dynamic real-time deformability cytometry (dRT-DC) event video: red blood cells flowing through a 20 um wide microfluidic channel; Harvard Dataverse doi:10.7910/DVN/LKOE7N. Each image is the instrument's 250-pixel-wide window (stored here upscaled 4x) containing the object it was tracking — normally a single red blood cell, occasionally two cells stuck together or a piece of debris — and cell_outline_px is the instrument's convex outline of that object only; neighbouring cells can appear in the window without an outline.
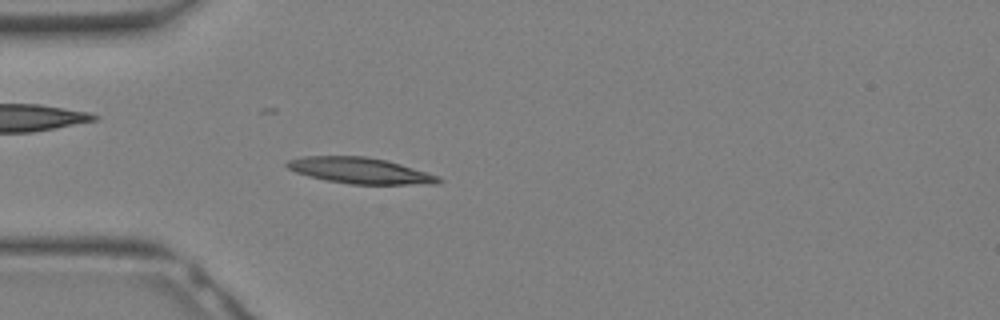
{"species": "Egyptian fruit bat (a non-hibernating species)", "species_latin": "Rousettus aegyptiacus", "temperature_condition": "warm", "stored_images_in_passage": 32, "camera_frame_rate_fps": 3000, "um_per_image_px": 0.085, "animal": {"sex": "female"}, "frame": {"image": 1, "passage_image": 10, "time_ms": 3.0, "image_size_px": [1000, 320], "cell_outline_px": [[444, 180], [440, 184], [352, 184], [328, 180], [308, 176], [296, 172], [288, 168], [284, 164], [288, 160], [304, 156], [364, 156], [388, 160], [440, 176]], "centroid_in_image_um": [30.65, 14.5], "position_along_channel_um": 54.3, "area_um2": 23.0}}
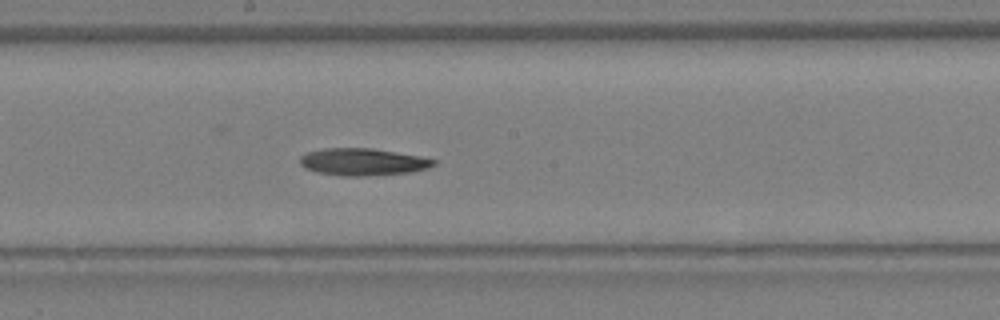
{"frame": {"image": 2, "passage_image": 18, "time_ms": 5.667, "image_size_px": [1000, 320], "cell_outline_px": [[436, 164], [428, 168], [408, 172], [364, 176], [340, 176], [316, 172], [304, 168], [300, 164], [300, 156], [308, 152], [324, 148], [372, 148], [420, 156], [436, 160]], "centroid_in_image_um": [30.81, 13.76], "position_along_channel_um": 217.4, "area_um2": 21.15}}
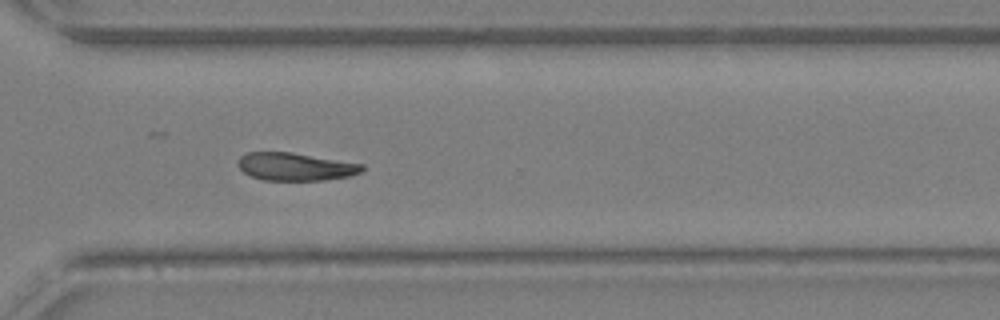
{"frame": {"image": 3, "passage_image": 24, "time_ms": 7.667, "image_size_px": [1000, 320], "cell_outline_px": [[364, 168], [360, 172], [348, 176], [324, 180], [264, 180], [252, 176], [244, 172], [236, 164], [236, 160], [244, 152], [292, 152], [364, 164]], "centroid_in_image_um": [25.07, 14.15], "position_along_channel_um": 345.5, "area_um2": 20.17}}